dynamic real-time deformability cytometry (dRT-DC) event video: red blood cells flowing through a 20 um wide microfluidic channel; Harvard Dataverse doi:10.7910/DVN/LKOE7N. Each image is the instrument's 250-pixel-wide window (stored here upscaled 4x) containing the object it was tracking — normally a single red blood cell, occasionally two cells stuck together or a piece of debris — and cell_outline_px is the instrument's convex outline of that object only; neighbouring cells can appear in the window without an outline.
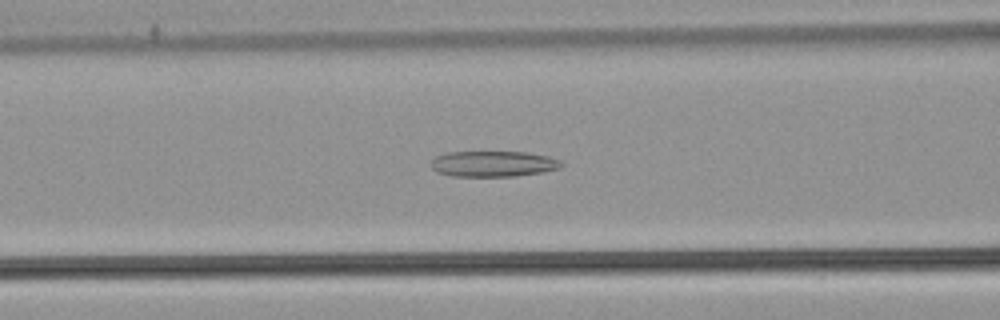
{"species": "common noctule bat (a hibernating species)", "species_latin": "Nyctalus noctula", "temperature_condition": "warm", "stored_images_in_passage": 52, "camera_frame_rate_fps": 3000, "um_per_image_px": 0.085, "animal": {"sex": "male", "body_mass_g": 21.5, "forearm_length_mm": 52.0}, "frame": {"image": 1, "passage_image": 21, "time_ms": 6.667, "image_size_px": [1000, 320], "cell_outline_px": [[564, 164], [560, 168], [544, 172], [516, 176], [452, 176], [436, 172], [432, 168], [432, 160], [436, 156], [448, 152], [528, 152], [548, 156], [564, 160]], "centroid_in_image_um": [41.99, 13.92], "position_along_channel_um": 124.6, "area_um2": 19.77}}
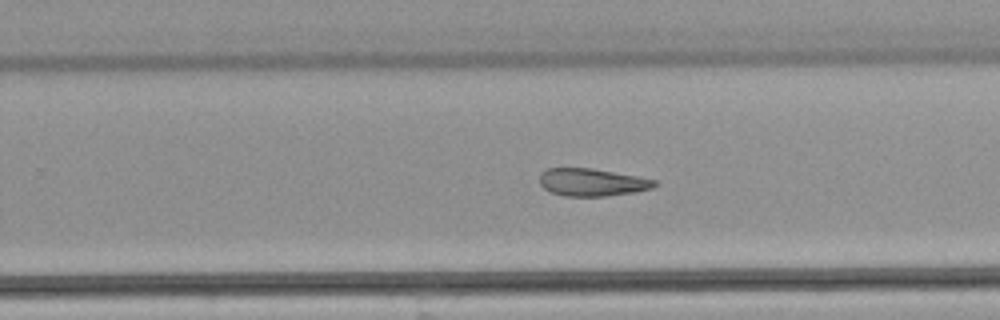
{"frame": {"image": 2, "passage_image": 33, "time_ms": 10.667, "image_size_px": [1000, 320], "cell_outline_px": [[656, 184], [652, 188], [636, 192], [604, 196], [564, 196], [552, 192], [544, 188], [540, 184], [540, 172], [548, 168], [592, 168], [636, 176], [656, 180]], "centroid_in_image_um": [50.3, 15.49], "position_along_channel_um": 279.5, "area_um2": 18.38}}
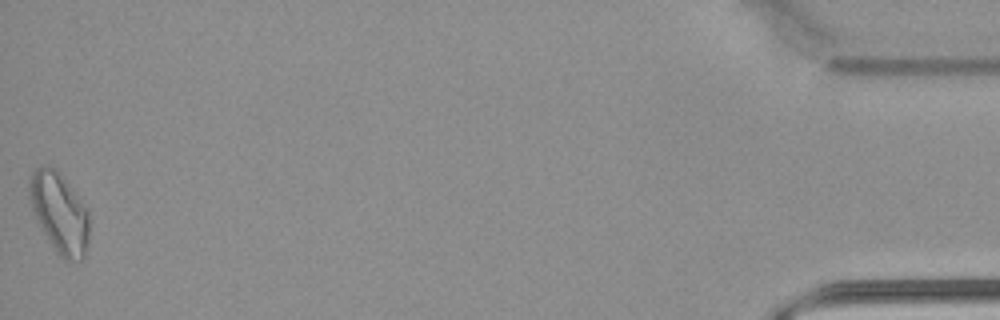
{"frame": {"image": 3, "passage_image": 52, "time_ms": 17.0, "image_size_px": [1000, 320], "cell_outline_px": [[88, 240], [84, 256], [80, 260], [64, 260], [56, 252], [44, 232], [32, 208], [28, 196], [28, 180], [32, 172], [40, 164], [48, 164], [76, 192], [88, 208]], "centroid_in_image_um": [5.04, 18.06], "position_along_channel_um": 430.2, "area_um2": 27.74}, "authors_computed_cell_mechanics": {"area_um2": 22.4553, "velocity_mm_per_s": 3.8802, "shape_relaxation_time_tau1_ms": null, "shape_relaxation_time_tau2_ms": 6.6781, "deformation_change_tau1": null, "deformation_change_tau2": 0.1698}}